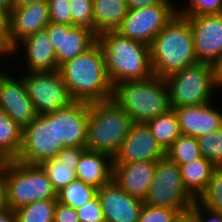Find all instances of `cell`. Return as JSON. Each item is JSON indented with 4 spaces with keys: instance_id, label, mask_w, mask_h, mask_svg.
<instances>
[{
    "instance_id": "cell-28",
    "label": "cell",
    "mask_w": 222,
    "mask_h": 222,
    "mask_svg": "<svg viewBox=\"0 0 222 222\" xmlns=\"http://www.w3.org/2000/svg\"><path fill=\"white\" fill-rule=\"evenodd\" d=\"M57 199L40 200L16 209L17 222H54Z\"/></svg>"
},
{
    "instance_id": "cell-11",
    "label": "cell",
    "mask_w": 222,
    "mask_h": 222,
    "mask_svg": "<svg viewBox=\"0 0 222 222\" xmlns=\"http://www.w3.org/2000/svg\"><path fill=\"white\" fill-rule=\"evenodd\" d=\"M21 76L38 115L55 112L73 102L58 70L27 72Z\"/></svg>"
},
{
    "instance_id": "cell-43",
    "label": "cell",
    "mask_w": 222,
    "mask_h": 222,
    "mask_svg": "<svg viewBox=\"0 0 222 222\" xmlns=\"http://www.w3.org/2000/svg\"><path fill=\"white\" fill-rule=\"evenodd\" d=\"M215 88H222V54L211 64ZM220 87V88H219Z\"/></svg>"
},
{
    "instance_id": "cell-31",
    "label": "cell",
    "mask_w": 222,
    "mask_h": 222,
    "mask_svg": "<svg viewBox=\"0 0 222 222\" xmlns=\"http://www.w3.org/2000/svg\"><path fill=\"white\" fill-rule=\"evenodd\" d=\"M40 165L47 173L56 193L76 179L75 168L77 165L62 164L55 158L44 160Z\"/></svg>"
},
{
    "instance_id": "cell-19",
    "label": "cell",
    "mask_w": 222,
    "mask_h": 222,
    "mask_svg": "<svg viewBox=\"0 0 222 222\" xmlns=\"http://www.w3.org/2000/svg\"><path fill=\"white\" fill-rule=\"evenodd\" d=\"M212 102L175 108L181 135L200 137L222 127V111Z\"/></svg>"
},
{
    "instance_id": "cell-16",
    "label": "cell",
    "mask_w": 222,
    "mask_h": 222,
    "mask_svg": "<svg viewBox=\"0 0 222 222\" xmlns=\"http://www.w3.org/2000/svg\"><path fill=\"white\" fill-rule=\"evenodd\" d=\"M45 30L55 50L58 67L87 51L98 40L87 30L65 24L49 22Z\"/></svg>"
},
{
    "instance_id": "cell-27",
    "label": "cell",
    "mask_w": 222,
    "mask_h": 222,
    "mask_svg": "<svg viewBox=\"0 0 222 222\" xmlns=\"http://www.w3.org/2000/svg\"><path fill=\"white\" fill-rule=\"evenodd\" d=\"M96 195L95 187L75 179L57 192V202L76 209L88 203Z\"/></svg>"
},
{
    "instance_id": "cell-29",
    "label": "cell",
    "mask_w": 222,
    "mask_h": 222,
    "mask_svg": "<svg viewBox=\"0 0 222 222\" xmlns=\"http://www.w3.org/2000/svg\"><path fill=\"white\" fill-rule=\"evenodd\" d=\"M165 155L178 166L192 162L202 156L197 138L185 135L177 137Z\"/></svg>"
},
{
    "instance_id": "cell-14",
    "label": "cell",
    "mask_w": 222,
    "mask_h": 222,
    "mask_svg": "<svg viewBox=\"0 0 222 222\" xmlns=\"http://www.w3.org/2000/svg\"><path fill=\"white\" fill-rule=\"evenodd\" d=\"M50 22L47 0L25 6H13L8 15L7 39L13 48L21 40L44 30Z\"/></svg>"
},
{
    "instance_id": "cell-49",
    "label": "cell",
    "mask_w": 222,
    "mask_h": 222,
    "mask_svg": "<svg viewBox=\"0 0 222 222\" xmlns=\"http://www.w3.org/2000/svg\"><path fill=\"white\" fill-rule=\"evenodd\" d=\"M0 25H8V14L0 7Z\"/></svg>"
},
{
    "instance_id": "cell-32",
    "label": "cell",
    "mask_w": 222,
    "mask_h": 222,
    "mask_svg": "<svg viewBox=\"0 0 222 222\" xmlns=\"http://www.w3.org/2000/svg\"><path fill=\"white\" fill-rule=\"evenodd\" d=\"M202 157L216 167H222V127L211 133L197 137Z\"/></svg>"
},
{
    "instance_id": "cell-50",
    "label": "cell",
    "mask_w": 222,
    "mask_h": 222,
    "mask_svg": "<svg viewBox=\"0 0 222 222\" xmlns=\"http://www.w3.org/2000/svg\"><path fill=\"white\" fill-rule=\"evenodd\" d=\"M2 70H4V69H2V68L0 69V78H1L2 75L5 73V71L2 72Z\"/></svg>"
},
{
    "instance_id": "cell-4",
    "label": "cell",
    "mask_w": 222,
    "mask_h": 222,
    "mask_svg": "<svg viewBox=\"0 0 222 222\" xmlns=\"http://www.w3.org/2000/svg\"><path fill=\"white\" fill-rule=\"evenodd\" d=\"M112 99L129 114L133 123H146L171 108L166 79L155 75L117 83L113 86Z\"/></svg>"
},
{
    "instance_id": "cell-34",
    "label": "cell",
    "mask_w": 222,
    "mask_h": 222,
    "mask_svg": "<svg viewBox=\"0 0 222 222\" xmlns=\"http://www.w3.org/2000/svg\"><path fill=\"white\" fill-rule=\"evenodd\" d=\"M187 4L184 5L185 7L176 8V15L195 16L222 13V0H189Z\"/></svg>"
},
{
    "instance_id": "cell-17",
    "label": "cell",
    "mask_w": 222,
    "mask_h": 222,
    "mask_svg": "<svg viewBox=\"0 0 222 222\" xmlns=\"http://www.w3.org/2000/svg\"><path fill=\"white\" fill-rule=\"evenodd\" d=\"M105 222H138L141 199L125 192L114 180L97 189Z\"/></svg>"
},
{
    "instance_id": "cell-1",
    "label": "cell",
    "mask_w": 222,
    "mask_h": 222,
    "mask_svg": "<svg viewBox=\"0 0 222 222\" xmlns=\"http://www.w3.org/2000/svg\"><path fill=\"white\" fill-rule=\"evenodd\" d=\"M58 71L73 101L93 103L112 99L113 86L98 40L84 53L60 65Z\"/></svg>"
},
{
    "instance_id": "cell-7",
    "label": "cell",
    "mask_w": 222,
    "mask_h": 222,
    "mask_svg": "<svg viewBox=\"0 0 222 222\" xmlns=\"http://www.w3.org/2000/svg\"><path fill=\"white\" fill-rule=\"evenodd\" d=\"M172 109L213 102L215 91L212 65L198 62L166 78Z\"/></svg>"
},
{
    "instance_id": "cell-30",
    "label": "cell",
    "mask_w": 222,
    "mask_h": 222,
    "mask_svg": "<svg viewBox=\"0 0 222 222\" xmlns=\"http://www.w3.org/2000/svg\"><path fill=\"white\" fill-rule=\"evenodd\" d=\"M72 26L92 33L97 39L100 32L93 22L92 0H69Z\"/></svg>"
},
{
    "instance_id": "cell-36",
    "label": "cell",
    "mask_w": 222,
    "mask_h": 222,
    "mask_svg": "<svg viewBox=\"0 0 222 222\" xmlns=\"http://www.w3.org/2000/svg\"><path fill=\"white\" fill-rule=\"evenodd\" d=\"M50 22L72 26L69 0H47Z\"/></svg>"
},
{
    "instance_id": "cell-47",
    "label": "cell",
    "mask_w": 222,
    "mask_h": 222,
    "mask_svg": "<svg viewBox=\"0 0 222 222\" xmlns=\"http://www.w3.org/2000/svg\"><path fill=\"white\" fill-rule=\"evenodd\" d=\"M0 7L9 15L13 7L12 0H0Z\"/></svg>"
},
{
    "instance_id": "cell-5",
    "label": "cell",
    "mask_w": 222,
    "mask_h": 222,
    "mask_svg": "<svg viewBox=\"0 0 222 222\" xmlns=\"http://www.w3.org/2000/svg\"><path fill=\"white\" fill-rule=\"evenodd\" d=\"M132 124L129 114L113 99L89 103L86 150L114 158Z\"/></svg>"
},
{
    "instance_id": "cell-3",
    "label": "cell",
    "mask_w": 222,
    "mask_h": 222,
    "mask_svg": "<svg viewBox=\"0 0 222 222\" xmlns=\"http://www.w3.org/2000/svg\"><path fill=\"white\" fill-rule=\"evenodd\" d=\"M149 47L153 75L161 78L198 63L191 26L184 16L175 15Z\"/></svg>"
},
{
    "instance_id": "cell-2",
    "label": "cell",
    "mask_w": 222,
    "mask_h": 222,
    "mask_svg": "<svg viewBox=\"0 0 222 222\" xmlns=\"http://www.w3.org/2000/svg\"><path fill=\"white\" fill-rule=\"evenodd\" d=\"M98 41L112 86L153 76L148 45L123 37L116 31L100 33Z\"/></svg>"
},
{
    "instance_id": "cell-38",
    "label": "cell",
    "mask_w": 222,
    "mask_h": 222,
    "mask_svg": "<svg viewBox=\"0 0 222 222\" xmlns=\"http://www.w3.org/2000/svg\"><path fill=\"white\" fill-rule=\"evenodd\" d=\"M190 211L195 215L196 222H222L221 213L212 211L211 209L201 204L198 200L194 201Z\"/></svg>"
},
{
    "instance_id": "cell-8",
    "label": "cell",
    "mask_w": 222,
    "mask_h": 222,
    "mask_svg": "<svg viewBox=\"0 0 222 222\" xmlns=\"http://www.w3.org/2000/svg\"><path fill=\"white\" fill-rule=\"evenodd\" d=\"M195 200L183 184L179 166L166 155L159 159L143 202L155 207L170 208L180 214L189 211Z\"/></svg>"
},
{
    "instance_id": "cell-44",
    "label": "cell",
    "mask_w": 222,
    "mask_h": 222,
    "mask_svg": "<svg viewBox=\"0 0 222 222\" xmlns=\"http://www.w3.org/2000/svg\"><path fill=\"white\" fill-rule=\"evenodd\" d=\"M129 9L143 8L159 4L162 0H126Z\"/></svg>"
},
{
    "instance_id": "cell-46",
    "label": "cell",
    "mask_w": 222,
    "mask_h": 222,
    "mask_svg": "<svg viewBox=\"0 0 222 222\" xmlns=\"http://www.w3.org/2000/svg\"><path fill=\"white\" fill-rule=\"evenodd\" d=\"M175 222H196L195 215L189 210L184 213H180L176 219Z\"/></svg>"
},
{
    "instance_id": "cell-45",
    "label": "cell",
    "mask_w": 222,
    "mask_h": 222,
    "mask_svg": "<svg viewBox=\"0 0 222 222\" xmlns=\"http://www.w3.org/2000/svg\"><path fill=\"white\" fill-rule=\"evenodd\" d=\"M0 222H17L15 212L8 207L0 210Z\"/></svg>"
},
{
    "instance_id": "cell-10",
    "label": "cell",
    "mask_w": 222,
    "mask_h": 222,
    "mask_svg": "<svg viewBox=\"0 0 222 222\" xmlns=\"http://www.w3.org/2000/svg\"><path fill=\"white\" fill-rule=\"evenodd\" d=\"M62 148L56 141L55 112L38 115L22 129V145L15 160L41 164L44 160L54 159Z\"/></svg>"
},
{
    "instance_id": "cell-20",
    "label": "cell",
    "mask_w": 222,
    "mask_h": 222,
    "mask_svg": "<svg viewBox=\"0 0 222 222\" xmlns=\"http://www.w3.org/2000/svg\"><path fill=\"white\" fill-rule=\"evenodd\" d=\"M157 161L114 163L113 180L128 194L144 201L151 185Z\"/></svg>"
},
{
    "instance_id": "cell-24",
    "label": "cell",
    "mask_w": 222,
    "mask_h": 222,
    "mask_svg": "<svg viewBox=\"0 0 222 222\" xmlns=\"http://www.w3.org/2000/svg\"><path fill=\"white\" fill-rule=\"evenodd\" d=\"M93 22L96 29L115 31L128 13L126 0H92Z\"/></svg>"
},
{
    "instance_id": "cell-42",
    "label": "cell",
    "mask_w": 222,
    "mask_h": 222,
    "mask_svg": "<svg viewBox=\"0 0 222 222\" xmlns=\"http://www.w3.org/2000/svg\"><path fill=\"white\" fill-rule=\"evenodd\" d=\"M7 208L6 202V161L0 162V210Z\"/></svg>"
},
{
    "instance_id": "cell-6",
    "label": "cell",
    "mask_w": 222,
    "mask_h": 222,
    "mask_svg": "<svg viewBox=\"0 0 222 222\" xmlns=\"http://www.w3.org/2000/svg\"><path fill=\"white\" fill-rule=\"evenodd\" d=\"M57 199L47 173L40 164L6 161V202L15 211L40 200Z\"/></svg>"
},
{
    "instance_id": "cell-39",
    "label": "cell",
    "mask_w": 222,
    "mask_h": 222,
    "mask_svg": "<svg viewBox=\"0 0 222 222\" xmlns=\"http://www.w3.org/2000/svg\"><path fill=\"white\" fill-rule=\"evenodd\" d=\"M86 150L85 147H63L55 157L62 164L77 165L81 154Z\"/></svg>"
},
{
    "instance_id": "cell-21",
    "label": "cell",
    "mask_w": 222,
    "mask_h": 222,
    "mask_svg": "<svg viewBox=\"0 0 222 222\" xmlns=\"http://www.w3.org/2000/svg\"><path fill=\"white\" fill-rule=\"evenodd\" d=\"M20 48H24L23 51H25V54H22L26 56L24 58L26 59L27 72L57 71L59 69L55 50L45 29L17 43L13 47L12 56H16L15 53L20 52Z\"/></svg>"
},
{
    "instance_id": "cell-26",
    "label": "cell",
    "mask_w": 222,
    "mask_h": 222,
    "mask_svg": "<svg viewBox=\"0 0 222 222\" xmlns=\"http://www.w3.org/2000/svg\"><path fill=\"white\" fill-rule=\"evenodd\" d=\"M22 145V128L0 110V159L15 160Z\"/></svg>"
},
{
    "instance_id": "cell-9",
    "label": "cell",
    "mask_w": 222,
    "mask_h": 222,
    "mask_svg": "<svg viewBox=\"0 0 222 222\" xmlns=\"http://www.w3.org/2000/svg\"><path fill=\"white\" fill-rule=\"evenodd\" d=\"M172 0H162L154 6L129 9L121 25L115 30L121 36L144 43L148 46L156 35L176 15Z\"/></svg>"
},
{
    "instance_id": "cell-18",
    "label": "cell",
    "mask_w": 222,
    "mask_h": 222,
    "mask_svg": "<svg viewBox=\"0 0 222 222\" xmlns=\"http://www.w3.org/2000/svg\"><path fill=\"white\" fill-rule=\"evenodd\" d=\"M165 152L157 144L146 123H133L124 139L114 163H132L138 161H158Z\"/></svg>"
},
{
    "instance_id": "cell-15",
    "label": "cell",
    "mask_w": 222,
    "mask_h": 222,
    "mask_svg": "<svg viewBox=\"0 0 222 222\" xmlns=\"http://www.w3.org/2000/svg\"><path fill=\"white\" fill-rule=\"evenodd\" d=\"M89 103L73 101L65 108L55 111L57 143L63 147H85Z\"/></svg>"
},
{
    "instance_id": "cell-25",
    "label": "cell",
    "mask_w": 222,
    "mask_h": 222,
    "mask_svg": "<svg viewBox=\"0 0 222 222\" xmlns=\"http://www.w3.org/2000/svg\"><path fill=\"white\" fill-rule=\"evenodd\" d=\"M146 124L155 137L157 144L164 152H166L174 140L181 135L178 118L172 108L158 115L156 118L149 119Z\"/></svg>"
},
{
    "instance_id": "cell-41",
    "label": "cell",
    "mask_w": 222,
    "mask_h": 222,
    "mask_svg": "<svg viewBox=\"0 0 222 222\" xmlns=\"http://www.w3.org/2000/svg\"><path fill=\"white\" fill-rule=\"evenodd\" d=\"M7 27L8 25H0V57L2 59L6 56H8V59L10 55H13V48L9 45L7 39Z\"/></svg>"
},
{
    "instance_id": "cell-37",
    "label": "cell",
    "mask_w": 222,
    "mask_h": 222,
    "mask_svg": "<svg viewBox=\"0 0 222 222\" xmlns=\"http://www.w3.org/2000/svg\"><path fill=\"white\" fill-rule=\"evenodd\" d=\"M76 211L80 222H105L97 195L85 205L76 208Z\"/></svg>"
},
{
    "instance_id": "cell-40",
    "label": "cell",
    "mask_w": 222,
    "mask_h": 222,
    "mask_svg": "<svg viewBox=\"0 0 222 222\" xmlns=\"http://www.w3.org/2000/svg\"><path fill=\"white\" fill-rule=\"evenodd\" d=\"M54 222H80L75 208L57 202Z\"/></svg>"
},
{
    "instance_id": "cell-12",
    "label": "cell",
    "mask_w": 222,
    "mask_h": 222,
    "mask_svg": "<svg viewBox=\"0 0 222 222\" xmlns=\"http://www.w3.org/2000/svg\"><path fill=\"white\" fill-rule=\"evenodd\" d=\"M184 17L191 26L197 61L212 64L222 54V13Z\"/></svg>"
},
{
    "instance_id": "cell-35",
    "label": "cell",
    "mask_w": 222,
    "mask_h": 222,
    "mask_svg": "<svg viewBox=\"0 0 222 222\" xmlns=\"http://www.w3.org/2000/svg\"><path fill=\"white\" fill-rule=\"evenodd\" d=\"M178 215L176 210L144 203L138 222H175Z\"/></svg>"
},
{
    "instance_id": "cell-48",
    "label": "cell",
    "mask_w": 222,
    "mask_h": 222,
    "mask_svg": "<svg viewBox=\"0 0 222 222\" xmlns=\"http://www.w3.org/2000/svg\"><path fill=\"white\" fill-rule=\"evenodd\" d=\"M40 1H43V0H12V3H13V6H25V5L33 4Z\"/></svg>"
},
{
    "instance_id": "cell-23",
    "label": "cell",
    "mask_w": 222,
    "mask_h": 222,
    "mask_svg": "<svg viewBox=\"0 0 222 222\" xmlns=\"http://www.w3.org/2000/svg\"><path fill=\"white\" fill-rule=\"evenodd\" d=\"M216 166L204 157H200L187 164L179 165L180 174L186 190L196 199L208 187L211 174Z\"/></svg>"
},
{
    "instance_id": "cell-13",
    "label": "cell",
    "mask_w": 222,
    "mask_h": 222,
    "mask_svg": "<svg viewBox=\"0 0 222 222\" xmlns=\"http://www.w3.org/2000/svg\"><path fill=\"white\" fill-rule=\"evenodd\" d=\"M11 75L6 72L0 78V110L23 129L38 116V112L28 97L23 77Z\"/></svg>"
},
{
    "instance_id": "cell-22",
    "label": "cell",
    "mask_w": 222,
    "mask_h": 222,
    "mask_svg": "<svg viewBox=\"0 0 222 222\" xmlns=\"http://www.w3.org/2000/svg\"><path fill=\"white\" fill-rule=\"evenodd\" d=\"M113 164L108 154L85 150L75 168L76 179L100 189L113 180Z\"/></svg>"
},
{
    "instance_id": "cell-33",
    "label": "cell",
    "mask_w": 222,
    "mask_h": 222,
    "mask_svg": "<svg viewBox=\"0 0 222 222\" xmlns=\"http://www.w3.org/2000/svg\"><path fill=\"white\" fill-rule=\"evenodd\" d=\"M198 201L212 211L222 214V167L213 170L208 187Z\"/></svg>"
}]
</instances>
